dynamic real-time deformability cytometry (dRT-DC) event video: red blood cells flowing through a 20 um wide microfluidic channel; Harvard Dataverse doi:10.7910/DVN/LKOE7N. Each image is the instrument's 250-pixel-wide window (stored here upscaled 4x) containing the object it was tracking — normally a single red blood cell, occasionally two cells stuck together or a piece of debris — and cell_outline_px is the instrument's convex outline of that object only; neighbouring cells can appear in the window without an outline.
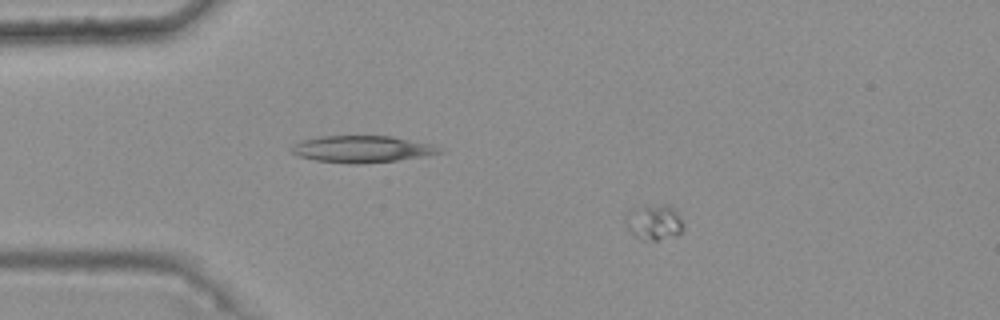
{"species": "common noctule bat (a hibernating species)", "species_latin": "Nyctalus noctula", "temperature_condition": "warm", "stored_images_in_passage": 43, "camera_frame_rate_fps": 3000, "um_per_image_px": 0.085, "animal": {"sex": "female", "body_mass_g": 25.1}, "frame": {"image": 1, "passage_image": 10, "time_ms": 3.0, "image_size_px": [1000, 320], "cell_outline_px": [[684, 228], [676, 236], [656, 240], [644, 240], [636, 236], [628, 228], [624, 220], [624, 216], [632, 208], [644, 204], [668, 204], [676, 208]], "centroid_in_image_um": [55.59, 18.84], "position_along_channel_um": 29.4, "area_um2": 12.25}}